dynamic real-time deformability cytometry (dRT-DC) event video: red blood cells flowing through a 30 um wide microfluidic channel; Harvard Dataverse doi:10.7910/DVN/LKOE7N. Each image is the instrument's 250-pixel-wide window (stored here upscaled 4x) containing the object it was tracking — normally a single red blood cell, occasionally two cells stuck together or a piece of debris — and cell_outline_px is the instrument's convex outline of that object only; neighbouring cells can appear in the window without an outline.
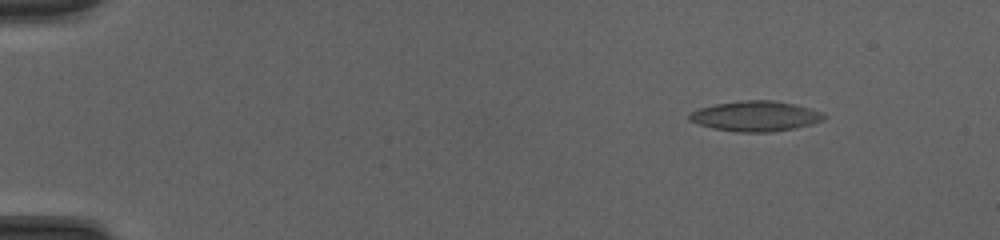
{"species": "common noctule bat (a hibernating species)", "species_latin": "Nyctalus noctula", "temperature_condition": "cold", "stored_images_in_passage": 52, "camera_frame_rate_fps": 3000, "um_per_image_px": 0.085, "animal": {"sex": "female", "body_mass_g": 20.0, "forearm_length_mm": 54.0}, "frame": {"image": 1, "passage_image": 7, "time_ms": 2.0, "image_size_px": [1000, 240], "cell_outline_px": [[828, 116], [824, 120], [812, 124], [796, 128], [772, 132], [736, 132], [712, 128], [688, 120], [688, 112], [700, 108], [716, 104], [740, 100], [768, 100], [792, 104], [812, 108]], "centroid_in_image_um": [64.22, 9.88], "position_along_channel_um": 20.8, "area_um2": 23.81}}
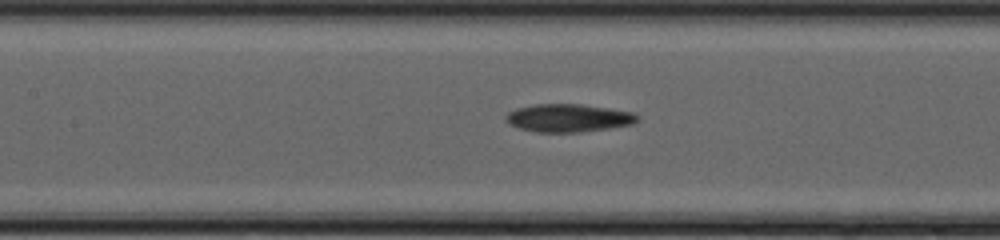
{"frame": {"image": 2, "passage_image": 26, "time_ms": 8.333, "image_size_px": [1000, 240], "cell_outline_px": [[636, 120], [632, 124], [608, 128], [576, 132], [536, 132], [520, 128], [504, 120], [504, 116], [508, 112], [516, 108], [536, 104], [580, 104], [608, 108], [632, 112], [636, 116]], "centroid_in_image_um": [48.25, 10.02], "position_along_channel_um": 159.2, "area_um2": 21.1}}
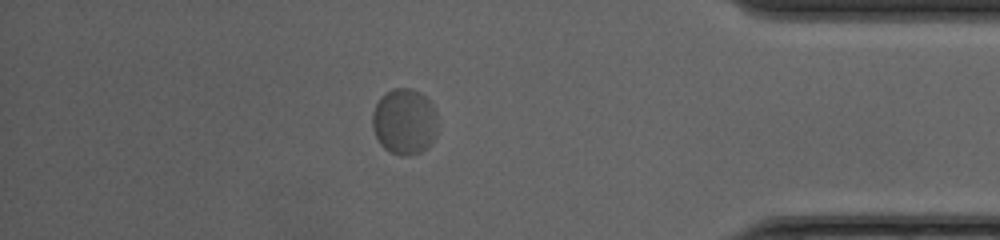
{"frame": {"image": 3, "passage_image": 46, "time_ms": 15.0, "image_size_px": [1000, 240], "cell_outline_px": [[436, 132], [428, 148], [420, 152], [408, 156], [400, 156], [388, 152], [380, 144], [376, 136], [372, 124], [372, 112], [380, 96], [384, 92], [392, 88], [412, 88], [420, 92], [432, 104], [436, 112]], "centroid_in_image_um": [34.35, 10.33], "position_along_channel_um": 400.8, "area_um2": 25.37}, "authors_computed_cell_mechanics": {"area_um2": 22.2819, "velocity_mm_per_s": 4.0595, "shape_relaxation_time_tau1_ms": 3.131, "shape_relaxation_time_tau2_ms": null, "deformation_change_tau1": 0.0564, "deformation_change_tau2": null}}